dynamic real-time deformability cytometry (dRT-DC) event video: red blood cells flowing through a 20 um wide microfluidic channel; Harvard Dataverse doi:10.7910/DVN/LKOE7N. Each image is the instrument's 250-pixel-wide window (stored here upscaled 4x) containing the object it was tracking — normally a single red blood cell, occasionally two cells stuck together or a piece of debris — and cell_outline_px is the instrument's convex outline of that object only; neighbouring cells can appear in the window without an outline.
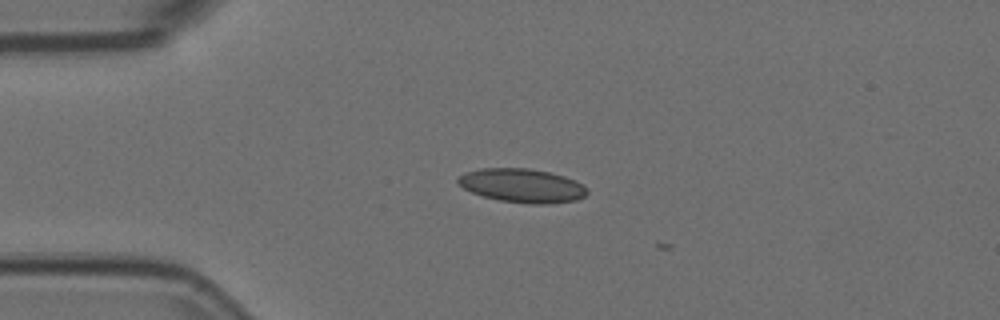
{"species": "Egyptian fruit bat (a non-hibernating species)", "species_latin": "Rousettus aegyptiacus", "temperature_condition": "room temperature", "stored_images_in_passage": 5, "camera_frame_rate_fps": 3000, "um_per_image_px": 0.085, "animal": {"sex": "female"}, "frame": {"image": 1, "passage_image": 2, "time_ms": 0.333, "image_size_px": [1000, 320], "cell_outline_px": [[588, 192], [584, 196], [576, 200], [548, 204], [528, 204], [500, 200], [484, 196], [472, 192], [464, 188], [456, 180], [464, 172], [480, 168], [528, 168], [548, 172], [564, 176], [576, 180], [584, 184]], "centroid_in_image_um": [44.4, 15.77], "position_along_channel_um": 40.6, "area_um2": 25.43}}